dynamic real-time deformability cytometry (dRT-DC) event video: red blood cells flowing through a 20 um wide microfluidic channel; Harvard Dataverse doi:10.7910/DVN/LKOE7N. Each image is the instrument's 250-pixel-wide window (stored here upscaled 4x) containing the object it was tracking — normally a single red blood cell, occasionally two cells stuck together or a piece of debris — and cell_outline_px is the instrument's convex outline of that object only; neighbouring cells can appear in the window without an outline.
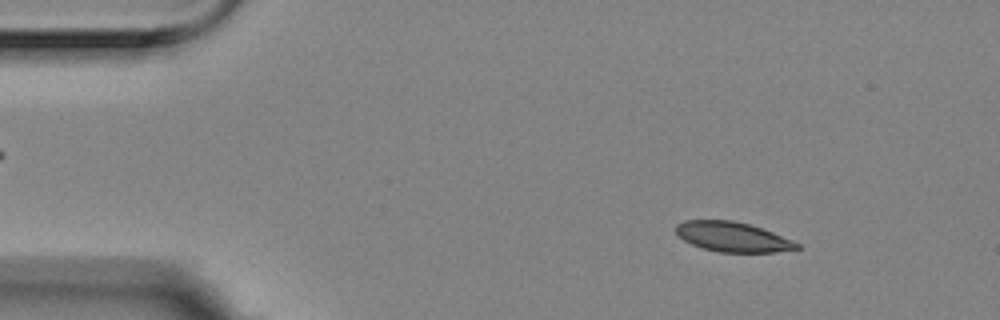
{"species": "Egyptian fruit bat (a non-hibernating species)", "species_latin": "Rousettus aegyptiacus", "temperature_condition": "room temperature", "stored_images_in_passage": 4, "camera_frame_rate_fps": 3000, "um_per_image_px": 0.085, "animal": {"sex": "female"}, "frame": {"image": 1, "passage_image": 2, "time_ms": 0.333, "image_size_px": [1000, 320], "cell_outline_px": [[800, 248], [776, 252], [720, 252], [704, 248], [692, 244], [684, 240], [676, 232], [676, 224], [684, 220], [732, 220], [748, 224], [772, 232], [792, 240], [800, 244]], "centroid_in_image_um": [62.27, 20.13], "position_along_channel_um": 22.7, "area_um2": 20.75}}